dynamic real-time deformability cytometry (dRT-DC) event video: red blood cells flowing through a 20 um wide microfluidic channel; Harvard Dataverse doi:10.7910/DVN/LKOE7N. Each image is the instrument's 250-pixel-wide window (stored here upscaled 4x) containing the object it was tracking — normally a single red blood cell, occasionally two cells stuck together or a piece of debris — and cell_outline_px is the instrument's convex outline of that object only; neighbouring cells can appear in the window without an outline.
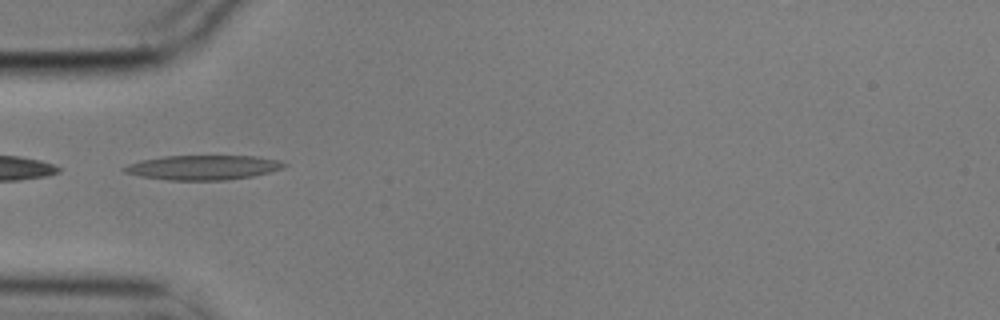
{"species": "common noctule bat (a hibernating species)", "species_latin": "Nyctalus noctula", "temperature_condition": "cold", "stored_images_in_passage": 14, "camera_frame_rate_fps": 3000, "um_per_image_px": 0.085, "animal": {"sex": "male", "body_mass_g": 17.9}, "frame": {"image": 1, "passage_image": 5, "time_ms": 1.333, "image_size_px": [1000, 320], "cell_outline_px": [[288, 164], [284, 168], [252, 176], [224, 180], [168, 180], [140, 176], [124, 172], [120, 168], [128, 164], [140, 160], [164, 156], [260, 156], [280, 160]], "centroid_in_image_um": [17.26, 14.23], "position_along_channel_um": 67.7, "area_um2": 23.0}}
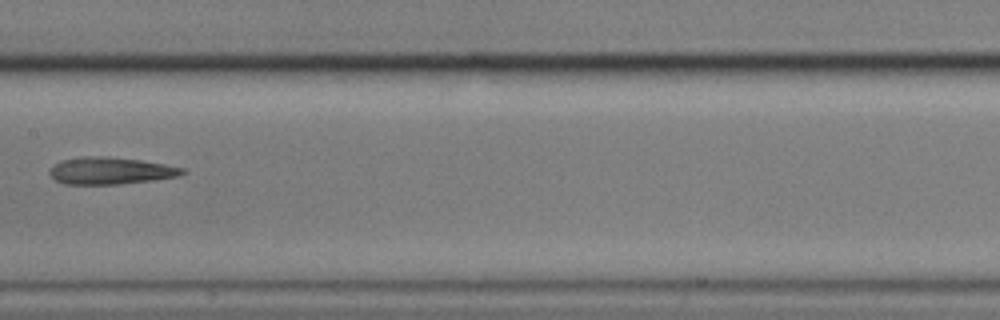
{"frame": {"image": 2, "passage_image": 8, "time_ms": 2.333, "image_size_px": [1000, 320], "cell_outline_px": [[188, 172], [180, 176], [152, 180], [120, 184], [64, 184], [56, 180], [48, 172], [60, 160], [80, 156], [108, 156], [140, 160], [164, 164], [184, 168]], "centroid_in_image_um": [9.42, 14.51], "position_along_channel_um": 198.0, "area_um2": 20.98}}
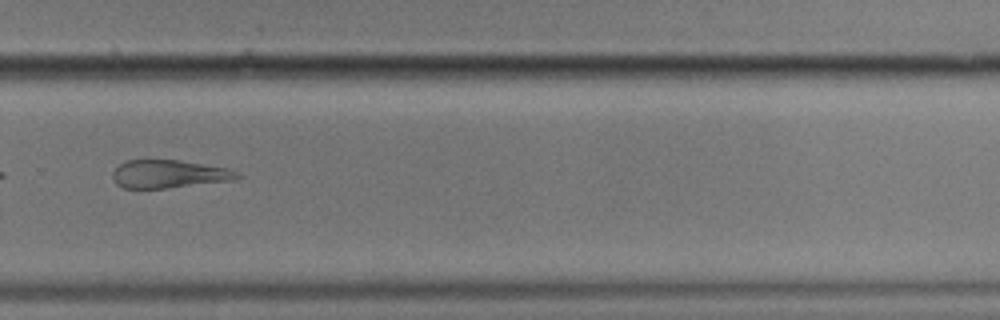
{"frame": {"image": 3, "passage_image": 11, "time_ms": 3.333, "image_size_px": [1000, 320], "cell_outline_px": [[240, 176], [232, 180], [164, 188], [124, 188], [116, 184], [112, 176], [112, 172], [124, 160], [180, 160], [232, 168], [240, 172]], "centroid_in_image_um": [14.37, 14.77], "position_along_channel_um": 315.4, "area_um2": 20.4}}